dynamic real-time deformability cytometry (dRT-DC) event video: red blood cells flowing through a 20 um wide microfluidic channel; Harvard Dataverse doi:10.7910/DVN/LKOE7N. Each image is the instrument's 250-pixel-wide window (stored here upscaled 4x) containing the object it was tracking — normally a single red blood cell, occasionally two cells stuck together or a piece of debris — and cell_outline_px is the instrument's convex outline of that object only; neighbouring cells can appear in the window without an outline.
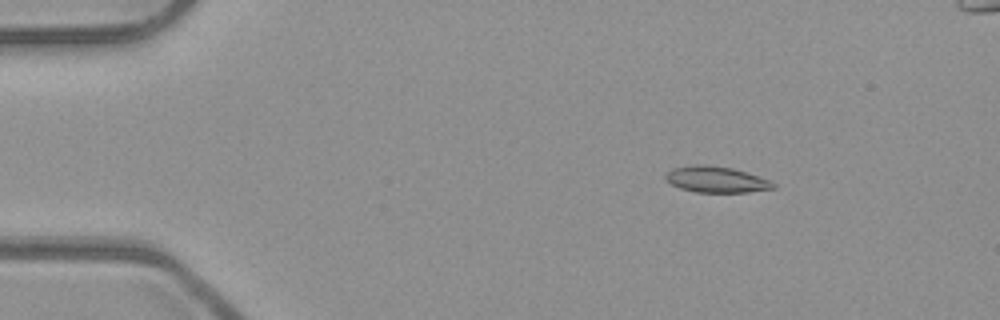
{"species": "common noctule bat (a hibernating species)", "species_latin": "Nyctalus noctula", "temperature_condition": "room temperature", "stored_images_in_passage": 5, "camera_frame_rate_fps": 3000, "um_per_image_px": 0.085, "animal": {"sex": "male", "body_mass_g": 23.1, "forearm_length_mm": 52.7}, "frame": {"image": 1, "passage_image": 2, "time_ms": 0.333, "image_size_px": [1000, 320], "cell_outline_px": [[776, 188], [748, 192], [696, 192], [680, 188], [664, 180], [664, 176], [672, 168], [696, 164], [704, 164], [732, 168], [768, 180], [776, 184]], "centroid_in_image_um": [60.83, 15.26], "position_along_channel_um": 24.2, "area_um2": 16.24}}